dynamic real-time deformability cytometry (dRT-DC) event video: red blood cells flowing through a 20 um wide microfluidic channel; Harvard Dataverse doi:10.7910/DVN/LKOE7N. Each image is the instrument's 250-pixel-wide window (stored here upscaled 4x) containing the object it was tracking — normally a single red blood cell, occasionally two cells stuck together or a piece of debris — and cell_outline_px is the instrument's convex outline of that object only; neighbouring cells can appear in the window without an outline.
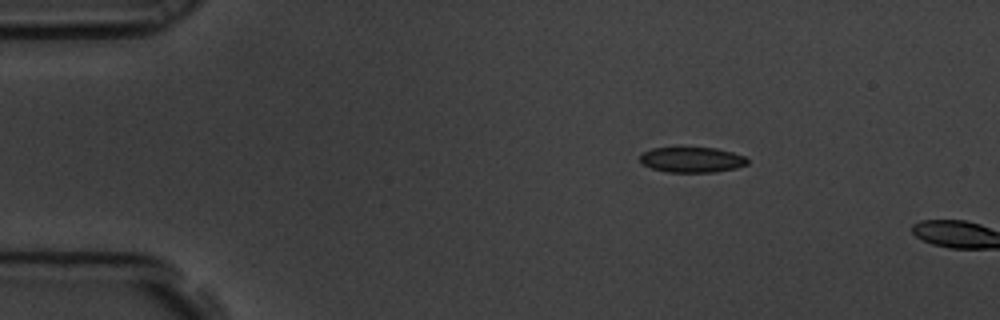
{"species": "common noctule bat (a hibernating species)", "species_latin": "Nyctalus noctula", "temperature_condition": "room temperature", "stored_images_in_passage": 3, "camera_frame_rate_fps": 3000, "um_per_image_px": 0.085, "animal": {"sex": "male", "body_mass_g": 19.5, "forearm_length_mm": 54.6}, "frame": {"image": 1, "passage_image": 2, "time_ms": 0.333, "image_size_px": [1000, 320], "cell_outline_px": [[748, 164], [736, 168], [716, 172], [668, 172], [652, 168], [644, 164], [640, 160], [640, 152], [652, 148], [680, 144], [716, 148], [732, 152], [744, 156], [748, 160]], "centroid_in_image_um": [58.77, 13.52], "position_along_channel_um": 26.2, "area_um2": 16.76}}